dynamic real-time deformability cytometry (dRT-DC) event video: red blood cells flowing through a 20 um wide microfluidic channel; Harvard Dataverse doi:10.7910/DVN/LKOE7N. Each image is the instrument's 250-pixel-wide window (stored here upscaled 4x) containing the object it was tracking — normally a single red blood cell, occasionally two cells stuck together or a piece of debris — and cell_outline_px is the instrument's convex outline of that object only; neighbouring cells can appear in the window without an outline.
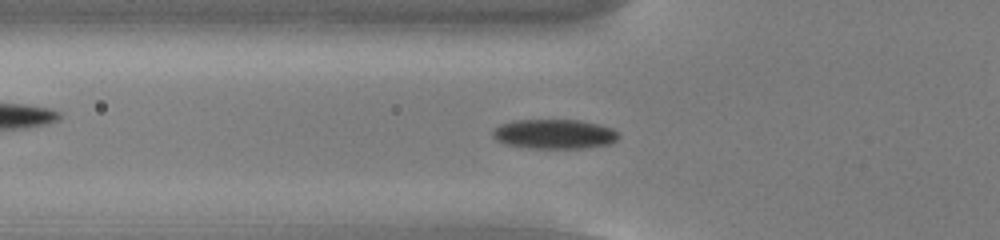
{"species": "common noctule bat (a hibernating species)", "species_latin": "Nyctalus noctula", "temperature_condition": "cold", "stored_images_in_passage": 43, "camera_frame_rate_fps": 3000, "um_per_image_px": 0.085, "animal": {"sex": "male", "body_mass_g": 13.0, "forearm_length_mm": 53.1}, "frame": {"image": 1, "passage_image": 13, "time_ms": 4.0, "image_size_px": [1000, 240], "cell_outline_px": [[620, 136], [612, 144], [584, 148], [528, 148], [508, 144], [496, 140], [492, 136], [492, 128], [500, 124], [512, 120], [580, 120], [600, 124], [612, 128]], "centroid_in_image_um": [47.11, 11.39], "position_along_channel_um": 78.7, "area_um2": 21.91}}
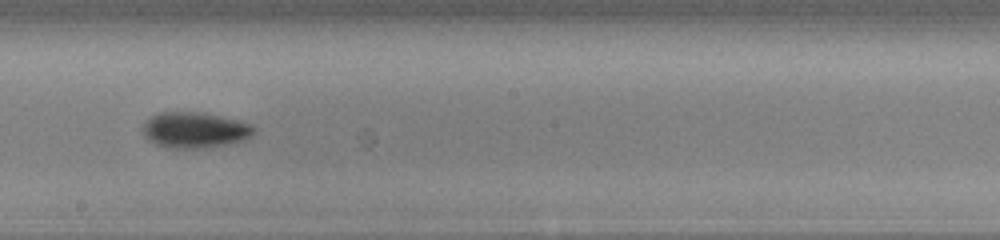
{"frame": {"image": 2, "passage_image": 25, "time_ms": 8.0, "image_size_px": [1000, 240], "cell_outline_px": [[256, 132], [252, 136], [244, 140], [232, 144], [204, 148], [168, 148], [156, 144], [148, 140], [144, 136], [140, 128], [152, 116], [160, 112], [204, 112], [240, 120], [252, 124], [256, 128]], "centroid_in_image_um": [16.6, 11.06], "position_along_channel_um": 231.6, "area_um2": 23.7}}
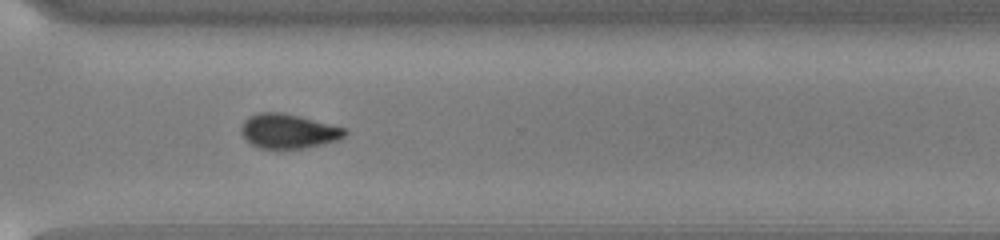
{"frame": {"image": 3, "passage_image": 34, "time_ms": 11.0, "image_size_px": [1000, 240], "cell_outline_px": [[348, 132], [344, 136], [336, 140], [324, 144], [304, 148], [260, 148], [252, 144], [240, 132], [240, 128], [244, 120], [248, 116], [260, 112], [280, 112], [300, 116], [348, 128]], "centroid_in_image_um": [24.53, 11.13], "position_along_channel_um": 346.1, "area_um2": 20.87}}